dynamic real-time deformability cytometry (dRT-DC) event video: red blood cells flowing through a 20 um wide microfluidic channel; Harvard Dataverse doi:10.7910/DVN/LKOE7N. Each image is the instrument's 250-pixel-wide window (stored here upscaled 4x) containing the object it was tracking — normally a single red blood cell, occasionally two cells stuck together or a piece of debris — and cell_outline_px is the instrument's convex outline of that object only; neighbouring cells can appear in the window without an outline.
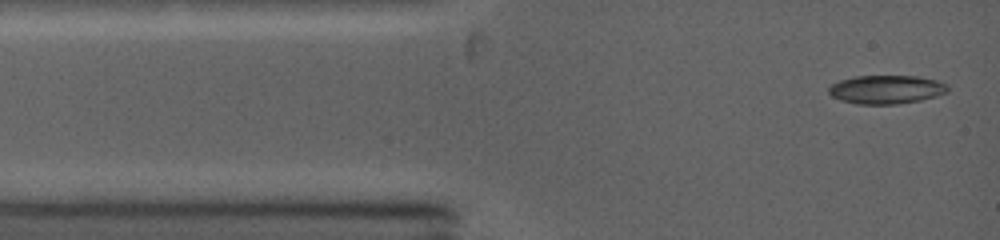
{"species": "common noctule bat (a hibernating species)", "species_latin": "Nyctalus noctula", "temperature_condition": "warm", "stored_images_in_passage": 35, "camera_frame_rate_fps": 5000, "um_per_image_px": 0.085, "animal": {"sex": "female", "body_mass_g": 19.0, "forearm_length_mm": 53.3}, "frame": {"image": 1, "passage_image": 1, "time_ms": 0.0, "image_size_px": [1000, 240], "cell_outline_px": [[948, 92], [936, 96], [920, 100], [896, 104], [856, 104], [840, 100], [832, 96], [828, 92], [828, 88], [832, 84], [840, 80], [856, 76], [916, 76], [936, 80], [948, 84]], "centroid_in_image_um": [75.33, 7.61], "position_along_channel_um": 9.7, "area_um2": 19.83}}
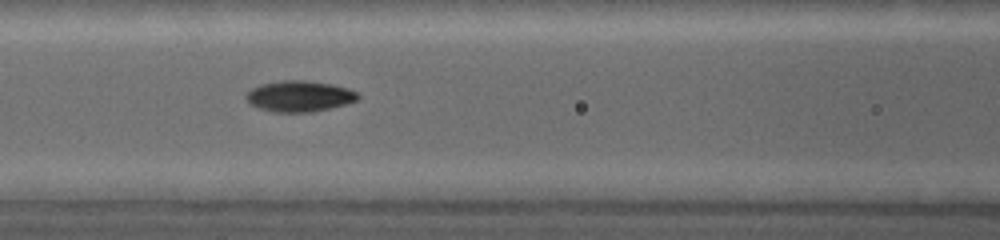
{"frame": {"image": 2, "passage_image": 14, "time_ms": 4.2, "image_size_px": [1000, 240], "cell_outline_px": [[360, 96], [356, 100], [348, 104], [312, 112], [272, 112], [260, 108], [252, 104], [244, 96], [252, 88], [260, 84], [284, 80], [304, 80], [332, 84], [348, 88], [356, 92]], "centroid_in_image_um": [25.47, 8.17], "position_along_channel_um": 141.1, "area_um2": 20.11}}
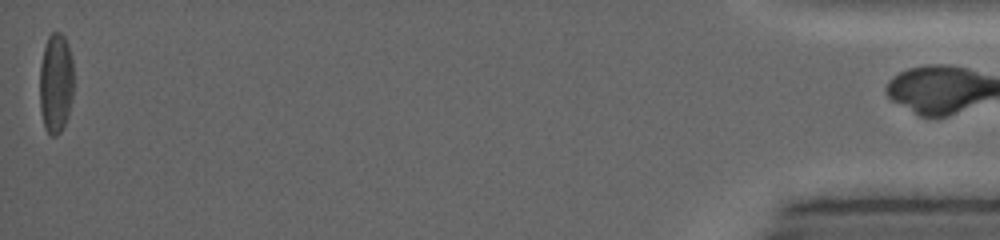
{"frame": {"image": 3, "passage_image": 35, "time_ms": 14.4, "image_size_px": [1000, 240], "cell_outline_px": [[72, 96], [68, 116], [60, 132], [56, 136], [52, 136], [44, 128], [40, 112], [40, 64], [44, 48], [48, 36], [52, 32], [60, 32], [64, 36], [72, 60]], "centroid_in_image_um": [4.72, 7.09], "position_along_channel_um": 430.5, "area_um2": 19.71}, "authors_computed_cell_mechanics": {"area_um2": 19.4208, "velocity_mm_per_s": 4.2253, "shape_relaxation_time_tau1_ms": 1.5754, "shape_relaxation_time_tau2_ms": null, "deformation_change_tau1": 0.1196, "deformation_change_tau2": null}}